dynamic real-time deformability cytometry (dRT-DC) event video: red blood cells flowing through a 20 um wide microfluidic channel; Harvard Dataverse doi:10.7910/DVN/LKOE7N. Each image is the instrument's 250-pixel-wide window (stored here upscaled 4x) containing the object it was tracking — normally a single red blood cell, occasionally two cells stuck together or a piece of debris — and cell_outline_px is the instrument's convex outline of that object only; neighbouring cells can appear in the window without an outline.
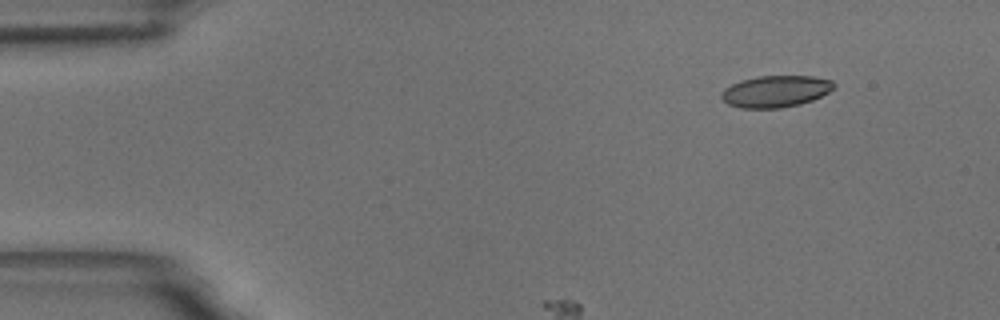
{"species": "common noctule bat (a hibernating species)", "species_latin": "Nyctalus noctula", "temperature_condition": "room temperature", "stored_images_in_passage": 4, "camera_frame_rate_fps": 3000, "um_per_image_px": 0.085, "animal": {"sex": "male", "body_mass_g": 18.8}, "frame": {"image": 1, "passage_image": 1, "time_ms": 0.0, "image_size_px": [1000, 320], "cell_outline_px": [[836, 84], [828, 92], [812, 100], [800, 104], [780, 108], [740, 108], [728, 104], [720, 96], [720, 92], [724, 88], [740, 80], [756, 76], [812, 76], [832, 80]], "centroid_in_image_um": [65.89, 7.76], "position_along_channel_um": 19.1, "area_um2": 20.81}}